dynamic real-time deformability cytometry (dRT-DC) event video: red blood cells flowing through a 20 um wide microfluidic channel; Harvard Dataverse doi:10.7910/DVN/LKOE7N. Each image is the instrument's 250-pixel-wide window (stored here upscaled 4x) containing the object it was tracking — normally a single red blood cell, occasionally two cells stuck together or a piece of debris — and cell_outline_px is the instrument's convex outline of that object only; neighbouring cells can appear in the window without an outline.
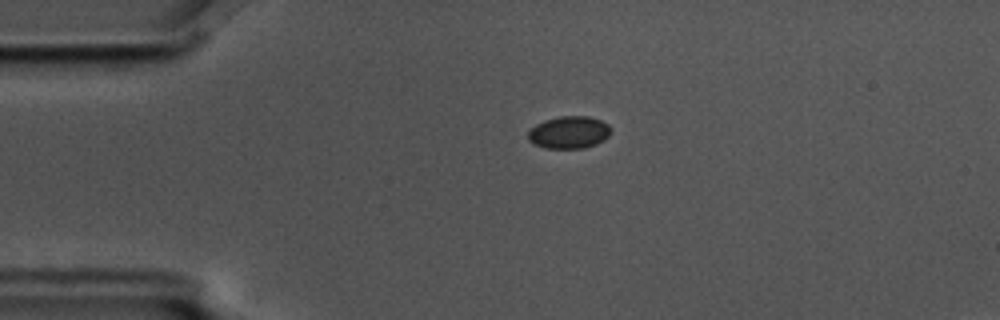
{"species": "common noctule bat (a hibernating species)", "species_latin": "Nyctalus noctula", "temperature_condition": "cold", "stored_images_in_passage": 4, "camera_frame_rate_fps": 3000, "um_per_image_px": 0.085, "animal": {"sex": "male", "body_mass_g": 17.5, "forearm_length_mm": 52.3}, "frame": {"image": 1, "passage_image": 3, "time_ms": 0.667, "image_size_px": [1000, 320], "cell_outline_px": [[612, 132], [604, 140], [596, 144], [584, 148], [544, 148], [528, 140], [528, 132], [536, 124], [544, 120], [560, 116], [588, 116], [600, 120], [608, 124], [612, 128]], "centroid_in_image_um": [48.4, 11.25], "position_along_channel_um": 36.6, "area_um2": 15.66}}